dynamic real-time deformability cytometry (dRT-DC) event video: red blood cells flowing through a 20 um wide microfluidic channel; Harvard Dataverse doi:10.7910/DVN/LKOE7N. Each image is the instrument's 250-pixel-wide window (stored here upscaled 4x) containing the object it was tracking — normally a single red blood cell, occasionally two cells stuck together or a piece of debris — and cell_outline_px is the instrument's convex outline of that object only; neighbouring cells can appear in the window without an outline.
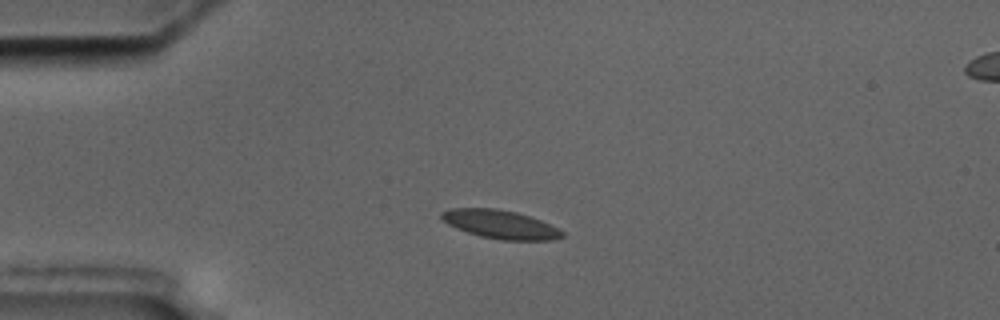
{"species": "common noctule bat (a hibernating species)", "species_latin": "Nyctalus noctula", "temperature_condition": "cold", "stored_images_in_passage": 3, "segment_of_instrument_passage": [1, 2], "camera_frame_rate_fps": 3000, "um_per_image_px": 0.085, "animal": {"sex": "male", "body_mass_g": 17.5, "forearm_length_mm": 52.3}, "frame": {"image": 1, "passage_image": 1, "time_ms": 0.0, "image_size_px": [1000, 320], "cell_outline_px": [[564, 236], [552, 240], [500, 240], [480, 236], [456, 228], [448, 224], [440, 216], [440, 212], [448, 208], [496, 208], [516, 212], [540, 220], [564, 232]], "centroid_in_image_um": [42.49, 19.07], "position_along_channel_um": 42.5, "area_um2": 19.94}}